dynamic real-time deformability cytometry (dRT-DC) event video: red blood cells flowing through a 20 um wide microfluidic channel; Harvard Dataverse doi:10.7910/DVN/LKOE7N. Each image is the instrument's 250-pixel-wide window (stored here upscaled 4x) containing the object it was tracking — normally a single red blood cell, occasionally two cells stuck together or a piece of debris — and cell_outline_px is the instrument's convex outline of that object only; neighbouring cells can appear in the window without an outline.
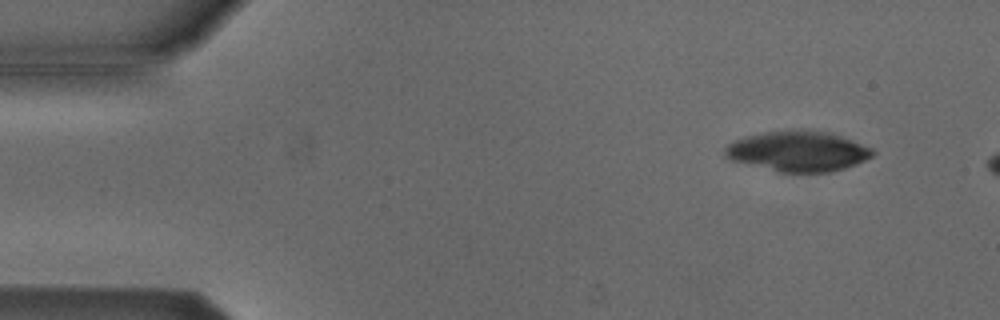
{"species": "Egyptian fruit bat (a non-hibernating species)", "species_latin": "Rousettus aegyptiacus", "temperature_condition": "cold", "stored_images_in_passage": 12, "camera_frame_rate_fps": 3000, "um_per_image_px": 0.085, "animal": {"sex": "male"}, "frame": {"image": 1, "passage_image": 3, "time_ms": 0.667, "image_size_px": [1000, 320], "cell_outline_px": [[876, 152], [872, 156], [856, 164], [832, 172], [776, 172], [732, 160], [724, 156], [724, 148], [728, 144], [736, 140], [748, 136], [768, 132], [832, 132], [872, 148]], "centroid_in_image_um": [67.84, 12.89], "position_along_channel_um": 17.2, "area_um2": 33.99}}